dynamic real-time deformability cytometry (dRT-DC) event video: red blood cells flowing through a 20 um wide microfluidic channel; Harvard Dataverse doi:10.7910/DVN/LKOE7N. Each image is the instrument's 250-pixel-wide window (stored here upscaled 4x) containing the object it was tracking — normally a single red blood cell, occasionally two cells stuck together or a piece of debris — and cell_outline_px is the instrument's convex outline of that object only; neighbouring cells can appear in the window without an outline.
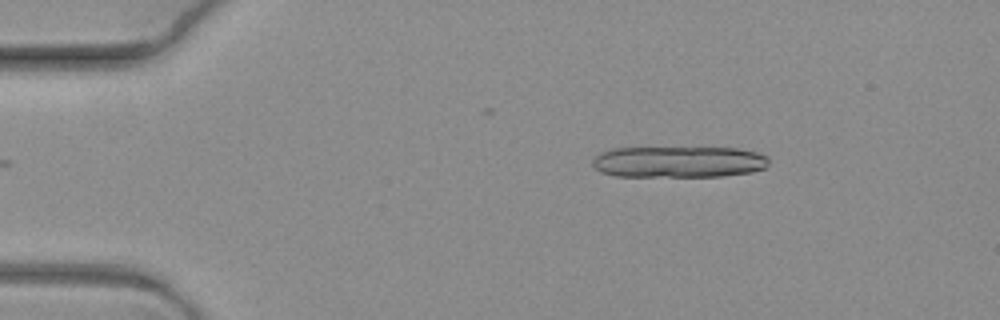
{"species": "common noctule bat (a hibernating species)", "species_latin": "Nyctalus noctula", "temperature_condition": "warm", "stored_images_in_passage": 5, "camera_frame_rate_fps": 3000, "um_per_image_px": 0.085, "animal": {"sex": "female", "body_mass_g": 19.3, "forearm_length_mm": 54.1}, "frame": {"image": 1, "passage_image": 1, "time_ms": 0.0, "image_size_px": [1000, 320], "cell_outline_px": [[768, 164], [764, 168], [752, 172], [720, 176], [616, 176], [600, 172], [592, 164], [592, 160], [600, 152], [612, 148], [736, 148], [756, 152], [768, 156]], "centroid_in_image_um": [57.67, 13.76], "position_along_channel_um": 27.3, "area_um2": 32.19}}